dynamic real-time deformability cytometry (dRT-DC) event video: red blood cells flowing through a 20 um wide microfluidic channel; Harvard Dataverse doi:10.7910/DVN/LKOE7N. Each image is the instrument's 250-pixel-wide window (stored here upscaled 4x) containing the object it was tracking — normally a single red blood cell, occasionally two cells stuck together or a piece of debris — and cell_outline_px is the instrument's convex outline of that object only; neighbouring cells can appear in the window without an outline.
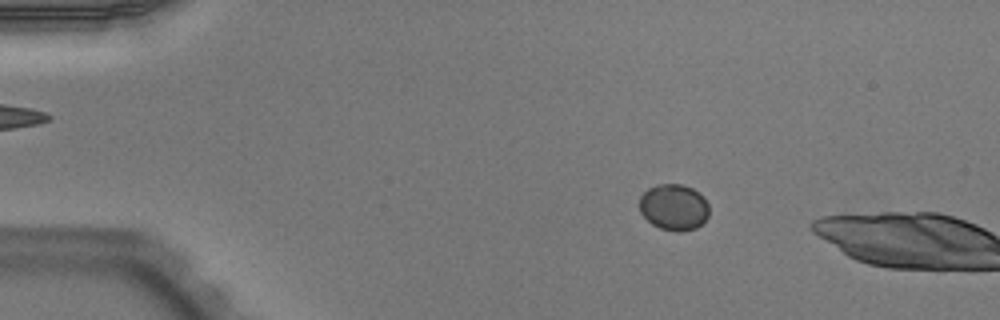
{"species": "Egyptian fruit bat (a non-hibernating species)", "species_latin": "Rousettus aegyptiacus", "temperature_condition": "warm", "stored_images_in_passage": 13, "camera_frame_rate_fps": 3000, "um_per_image_px": 0.085, "animal": {"sex": "male"}, "frame": {"image": 1, "passage_image": 10, "time_ms": 3.0, "image_size_px": [1000, 320], "cell_outline_px": [[708, 216], [696, 228], [680, 232], [676, 232], [660, 228], [652, 224], [640, 212], [640, 196], [648, 188], [656, 184], [680, 184], [692, 188], [708, 204]], "centroid_in_image_um": [57.24, 17.61], "position_along_channel_um": 27.8, "area_um2": 18.55}}